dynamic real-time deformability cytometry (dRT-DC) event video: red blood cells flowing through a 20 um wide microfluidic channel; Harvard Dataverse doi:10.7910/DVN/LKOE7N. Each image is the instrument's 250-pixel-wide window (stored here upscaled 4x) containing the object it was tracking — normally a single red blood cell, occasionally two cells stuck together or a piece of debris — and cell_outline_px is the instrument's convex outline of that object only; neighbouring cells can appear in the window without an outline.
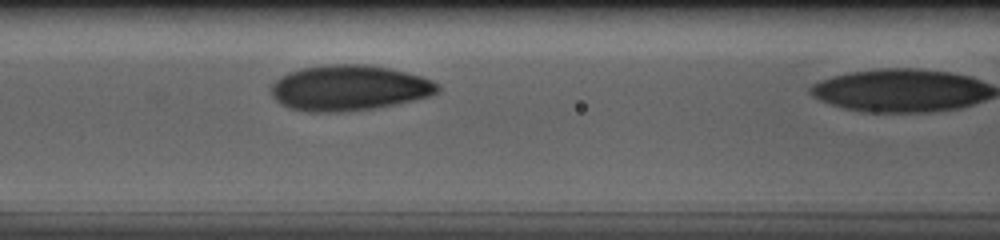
{"species": "human", "species_latin": "Homo sapiens", "temperature_condition": "cold", "stored_images_in_passage": 10, "camera_frame_rate_fps": 3000, "um_per_image_px": 0.085, "donor": {"sex": "male"}, "frame": {"image": 1, "passage_image": 9, "time_ms": 2.667, "image_size_px": [1000, 240], "cell_outline_px": [[440, 92], [428, 96], [412, 100], [376, 108], [340, 112], [308, 112], [288, 108], [276, 100], [272, 92], [272, 84], [276, 80], [288, 72], [300, 68], [328, 64], [364, 64], [388, 68], [420, 76], [432, 80], [440, 84]], "centroid_in_image_um": [29.67, 7.47], "position_along_channel_um": 136.9, "area_um2": 44.1}}